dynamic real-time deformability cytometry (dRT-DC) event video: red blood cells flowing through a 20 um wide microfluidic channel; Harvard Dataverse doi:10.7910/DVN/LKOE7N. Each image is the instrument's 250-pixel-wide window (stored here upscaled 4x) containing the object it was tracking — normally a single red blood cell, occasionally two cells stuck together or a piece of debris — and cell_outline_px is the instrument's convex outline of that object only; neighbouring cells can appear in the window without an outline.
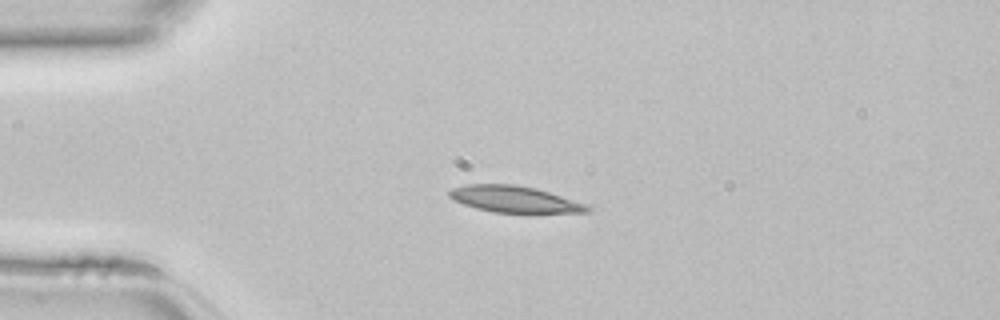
{"species": "common noctule bat (a hibernating species)", "species_latin": "Nyctalus noctula", "temperature_condition": "room temperature", "stored_images_in_passage": 35, "camera_frame_rate_fps": 3000, "um_per_image_px": 0.085, "animal": {"sex": "female", "body_mass_g": 22.7, "forearm_length_mm": 54.2}, "frame": {"image": 1, "passage_image": 1, "time_ms": 0.0, "image_size_px": [1000, 320], "cell_outline_px": [[592, 208], [588, 212], [492, 212], [476, 208], [452, 200], [448, 196], [448, 192], [452, 188], [468, 184], [516, 184], [536, 188], [584, 204]], "centroid_in_image_um": [43.64, 16.92], "position_along_channel_um": 41.4, "area_um2": 20.92}}
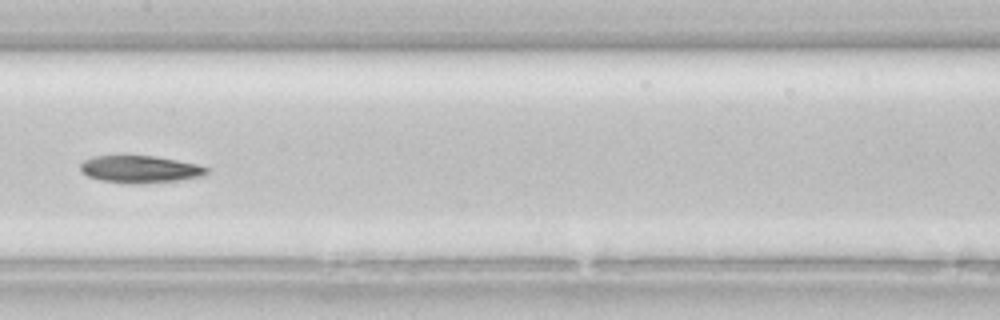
{"frame": {"image": 2, "passage_image": 13, "time_ms": 4.0, "image_size_px": [1000, 320], "cell_outline_px": [[208, 172], [204, 176], [176, 180], [100, 180], [88, 176], [80, 168], [80, 164], [84, 160], [92, 156], [156, 156], [196, 164], [208, 168]], "centroid_in_image_um": [11.91, 14.32], "position_along_channel_um": 195.5, "area_um2": 18.67}}
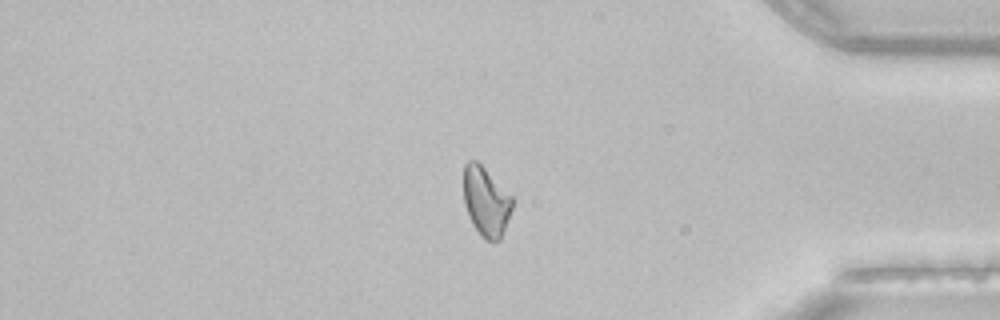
{"frame": {"image": 3, "passage_image": 28, "time_ms": 9.0, "image_size_px": [1000, 320], "cell_outline_px": [[512, 208], [500, 240], [492, 244], [484, 240], [480, 236], [472, 224], [468, 216], [464, 204], [464, 164], [468, 160], [476, 160], [512, 196]], "centroid_in_image_um": [41.29, 17.18], "position_along_channel_um": 393.9, "area_um2": 19.77}}